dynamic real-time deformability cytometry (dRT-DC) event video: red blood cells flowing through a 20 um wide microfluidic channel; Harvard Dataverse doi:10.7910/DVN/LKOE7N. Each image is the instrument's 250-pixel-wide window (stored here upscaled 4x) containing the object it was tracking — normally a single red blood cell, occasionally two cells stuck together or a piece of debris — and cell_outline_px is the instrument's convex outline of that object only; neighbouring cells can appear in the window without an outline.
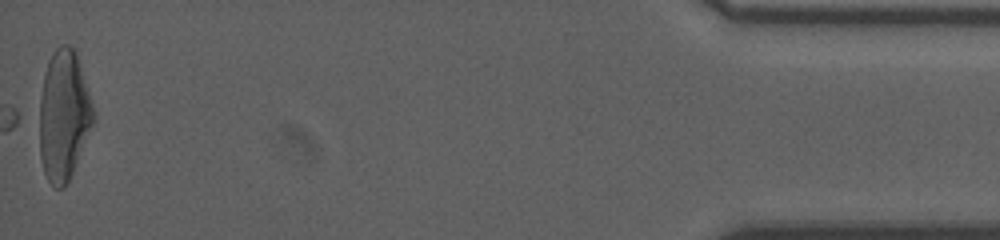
{"species": "human", "species_latin": "Homo sapiens", "temperature_condition": "room temperature", "stored_images_in_passage": 36, "camera_frame_rate_fps": 3000, "um_per_image_px": 0.085, "donor": {"sex": "male"}, "frame": {"image": 1, "passage_image": 36, "time_ms": 11.667, "image_size_px": [1000, 240], "cell_outline_px": [[96, 112], [92, 124], [72, 172], [64, 188], [56, 188], [48, 180], [44, 172], [40, 160], [32, 116], [44, 72], [48, 60], [52, 52], [60, 44], [68, 44], [76, 52]], "centroid_in_image_um": [5.29, 9.78], "position_along_channel_um": 429.9, "area_um2": 42.95}}